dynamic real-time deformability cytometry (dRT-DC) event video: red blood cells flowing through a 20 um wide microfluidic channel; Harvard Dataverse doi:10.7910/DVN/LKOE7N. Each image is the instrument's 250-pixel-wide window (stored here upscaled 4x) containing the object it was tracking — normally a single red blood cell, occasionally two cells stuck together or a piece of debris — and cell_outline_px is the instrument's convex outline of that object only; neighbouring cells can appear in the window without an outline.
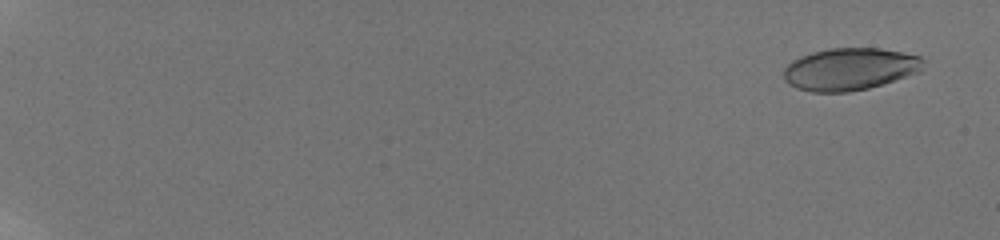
{"species": "human", "species_latin": "Homo sapiens", "temperature_condition": "room temperature", "stored_images_in_passage": 24, "camera_frame_rate_fps": 3000, "um_per_image_px": 0.085, "donor": {"sex": "male"}, "frame": {"image": 1, "passage_image": 3, "time_ms": 0.667, "image_size_px": [1000, 240], "cell_outline_px": [[924, 60], [920, 72], [868, 88], [848, 92], [812, 92], [796, 88], [788, 84], [784, 80], [784, 68], [792, 60], [800, 56], [812, 52], [828, 48], [880, 48], [920, 56]], "centroid_in_image_um": [72.2, 5.87], "position_along_channel_um": 12.8, "area_um2": 34.39}}
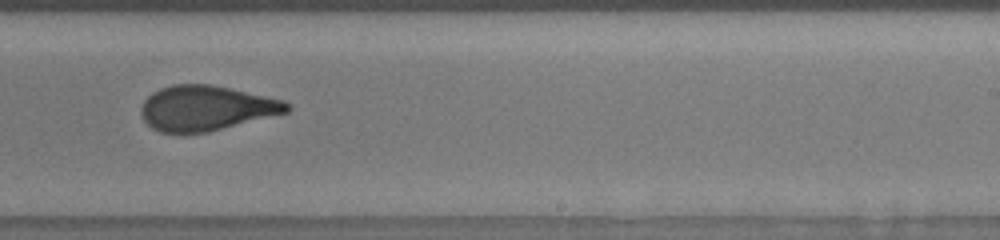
{"frame": {"image": 2, "passage_image": 19, "time_ms": 13.333, "image_size_px": [1000, 240], "cell_outline_px": [[292, 108], [288, 112], [208, 132], [160, 132], [152, 128], [144, 120], [140, 112], [140, 108], [144, 100], [152, 92], [160, 88], [172, 84], [212, 84], [232, 88], [284, 100], [292, 104]], "centroid_in_image_um": [17.54, 9.17], "position_along_channel_um": 271.5, "area_um2": 38.38}}
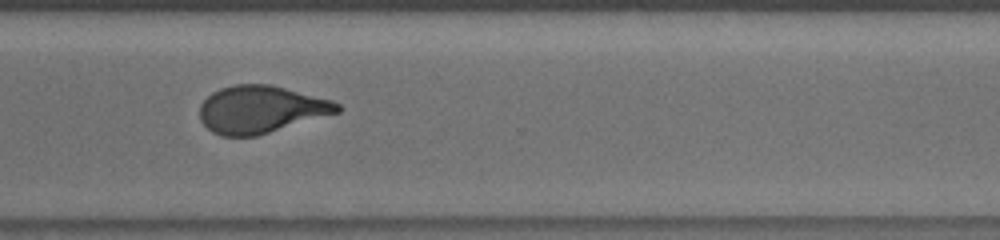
{"frame": {"image": 3, "passage_image": 21, "time_ms": 15.333, "image_size_px": [1000, 240], "cell_outline_px": [[340, 112], [256, 136], [220, 136], [212, 132], [200, 120], [200, 104], [212, 92], [220, 88], [236, 84], [268, 84], [332, 100], [340, 104]], "centroid_in_image_um": [22.15, 9.3], "position_along_channel_um": 348.4, "area_um2": 37.8}, "authors_computed_cell_mechanics": {"area_um2": 36.5296, "velocity_mm_per_s": 3.8493, "shape_relaxation_time_tau1_ms": 4.192, "shape_relaxation_time_tau2_ms": 0.8754, "deformation_change_tau1": 0.1655, "deformation_change_tau2": 0.067}}